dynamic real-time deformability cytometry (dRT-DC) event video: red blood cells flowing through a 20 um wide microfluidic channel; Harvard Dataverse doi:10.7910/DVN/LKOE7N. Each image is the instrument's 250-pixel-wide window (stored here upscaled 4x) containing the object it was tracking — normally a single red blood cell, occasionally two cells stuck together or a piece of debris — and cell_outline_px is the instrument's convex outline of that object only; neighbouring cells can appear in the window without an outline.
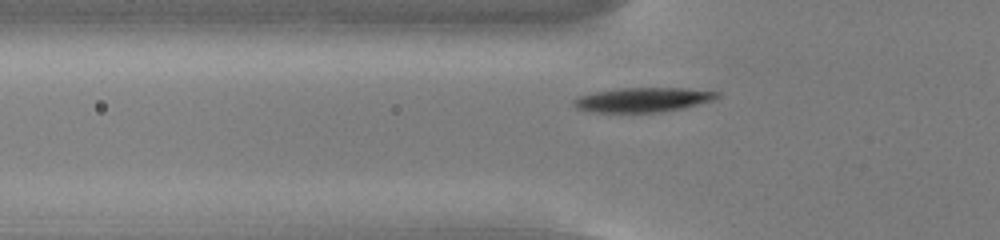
{"species": "common noctule bat (a hibernating species)", "species_latin": "Nyctalus noctula", "temperature_condition": "cold", "stored_images_in_passage": 47, "camera_frame_rate_fps": 3000, "um_per_image_px": 0.085, "animal": {"sex": "male", "body_mass_g": 13.0, "forearm_length_mm": 53.1}, "frame": {"image": 1, "passage_image": 10, "time_ms": 3.0, "image_size_px": [1000, 240], "cell_outline_px": [[720, 96], [712, 100], [684, 108], [660, 112], [592, 112], [576, 108], [572, 104], [572, 100], [580, 96], [596, 92], [620, 88], [684, 88], [720, 92]], "centroid_in_image_um": [54.64, 8.48], "position_along_channel_um": 71.2, "area_um2": 20.35}}
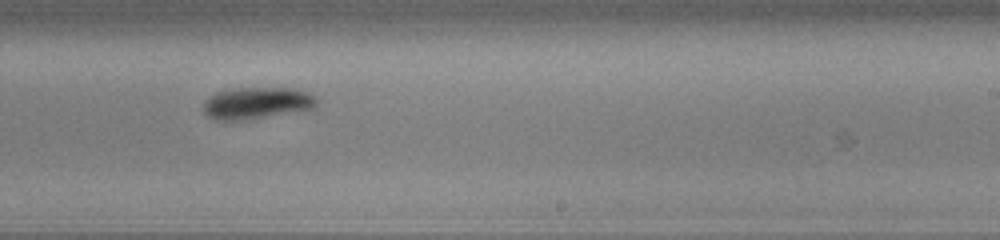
{"frame": {"image": 2, "passage_image": 26, "time_ms": 8.333, "image_size_px": [1000, 240], "cell_outline_px": [[316, 108], [240, 120], [216, 120], [208, 116], [204, 112], [204, 104], [216, 92], [240, 88], [300, 88], [316, 96]], "centroid_in_image_um": [21.88, 8.74], "position_along_channel_um": 267.1, "area_um2": 20.63}}
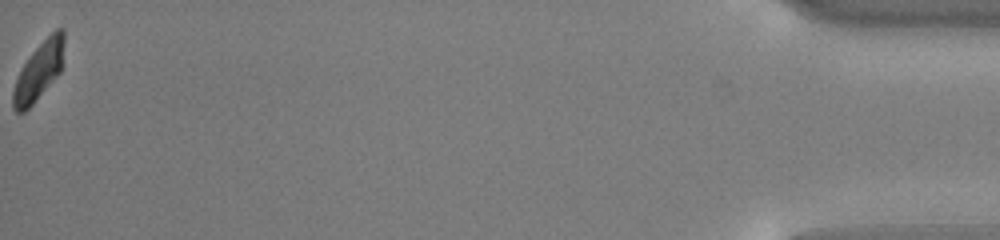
{"frame": {"image": 3, "passage_image": 47, "time_ms": 15.333, "image_size_px": [1000, 240], "cell_outline_px": [[64, 40], [60, 72], [32, 104], [24, 112], [16, 112], [12, 108], [12, 92], [16, 80], [24, 64], [32, 52], [56, 28], [64, 28]], "centroid_in_image_um": [3.28, 6.05], "position_along_channel_um": 431.9, "area_um2": 16.76}, "authors_computed_cell_mechanics": {"area_um2": 19.9988, "velocity_mm_per_s": 3.6995, "shape_relaxation_time_tau1_ms": 3.0915, "shape_relaxation_time_tau2_ms": null, "deformation_change_tau1": 0.1358, "deformation_change_tau2": null}}